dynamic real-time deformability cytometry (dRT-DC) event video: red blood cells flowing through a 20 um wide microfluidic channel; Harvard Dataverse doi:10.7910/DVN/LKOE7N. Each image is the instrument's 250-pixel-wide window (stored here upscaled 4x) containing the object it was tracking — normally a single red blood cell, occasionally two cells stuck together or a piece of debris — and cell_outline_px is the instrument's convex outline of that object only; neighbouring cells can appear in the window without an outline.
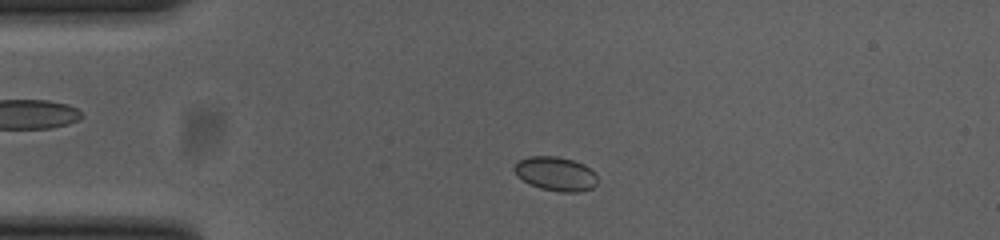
{"species": "common noctule bat (a hibernating species)", "species_latin": "Nyctalus noctula", "temperature_condition": "cold", "stored_images_in_passage": 49, "camera_frame_rate_fps": 3000, "um_per_image_px": 0.085, "animal": {"sex": "female", "body_mass_g": 23.0, "forearm_length_mm": 53.4}, "frame": {"image": 1, "passage_image": 6, "time_ms": 1.667, "image_size_px": [1000, 240], "cell_outline_px": [[596, 184], [592, 188], [580, 192], [560, 192], [540, 188], [528, 184], [512, 168], [516, 160], [528, 156], [556, 156], [572, 160], [584, 164], [596, 172]], "centroid_in_image_um": [47.23, 14.76], "position_along_channel_um": 37.8, "area_um2": 16.65}}
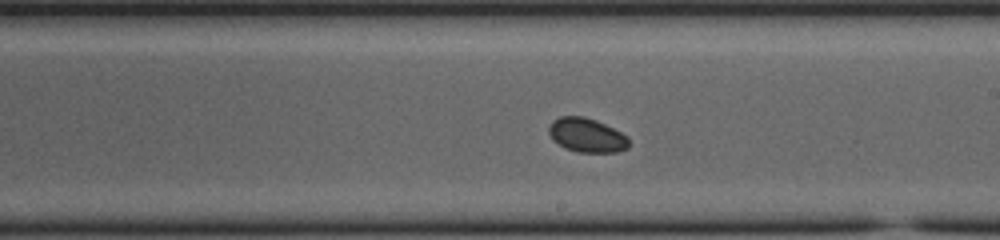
{"frame": {"image": 2, "passage_image": 25, "time_ms": 8.0, "image_size_px": [1000, 240], "cell_outline_px": [[628, 148], [616, 152], [576, 152], [564, 148], [552, 140], [548, 132], [548, 128], [552, 120], [560, 116], [584, 116], [596, 120], [628, 136]], "centroid_in_image_um": [49.83, 11.49], "position_along_channel_um": 239.2, "area_um2": 16.01}}
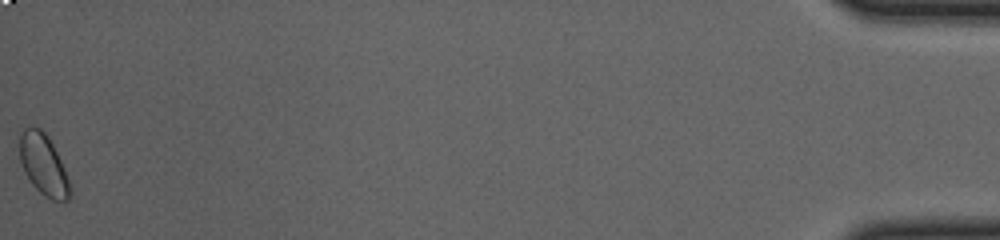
{"frame": {"image": 3, "passage_image": 49, "time_ms": 16.0, "image_size_px": [1000, 240], "cell_outline_px": [[72, 192], [68, 200], [52, 200], [44, 196], [32, 184], [24, 172], [20, 164], [20, 132], [24, 128], [40, 128], [48, 136], [64, 168], [72, 188]], "centroid_in_image_um": [3.7, 14.03], "position_along_channel_um": 431.5, "area_um2": 17.8}}